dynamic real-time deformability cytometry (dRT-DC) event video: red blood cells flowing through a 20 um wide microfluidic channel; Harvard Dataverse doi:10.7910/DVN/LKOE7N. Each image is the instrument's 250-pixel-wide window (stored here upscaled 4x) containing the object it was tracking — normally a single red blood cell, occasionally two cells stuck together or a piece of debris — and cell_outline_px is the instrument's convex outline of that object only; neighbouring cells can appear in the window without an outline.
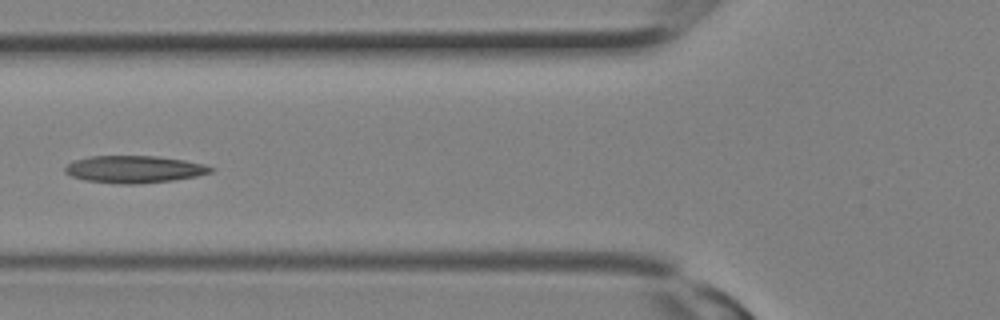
{"species": "Egyptian fruit bat (a non-hibernating species)", "species_latin": "Rousettus aegyptiacus", "temperature_condition": "room temperature", "stored_images_in_passage": 11, "camera_frame_rate_fps": 3000, "um_per_image_px": 0.085, "animal": {"sex": "female"}, "frame": {"image": 1, "passage_image": 10, "time_ms": 3.0, "image_size_px": [1000, 320], "cell_outline_px": [[216, 168], [212, 172], [196, 176], [172, 180], [132, 184], [124, 184], [84, 180], [72, 176], [64, 172], [64, 168], [72, 160], [88, 156], [156, 156], [184, 160], [204, 164]], "centroid_in_image_um": [11.39, 14.38], "position_along_channel_um": 114.4, "area_um2": 23.06}}